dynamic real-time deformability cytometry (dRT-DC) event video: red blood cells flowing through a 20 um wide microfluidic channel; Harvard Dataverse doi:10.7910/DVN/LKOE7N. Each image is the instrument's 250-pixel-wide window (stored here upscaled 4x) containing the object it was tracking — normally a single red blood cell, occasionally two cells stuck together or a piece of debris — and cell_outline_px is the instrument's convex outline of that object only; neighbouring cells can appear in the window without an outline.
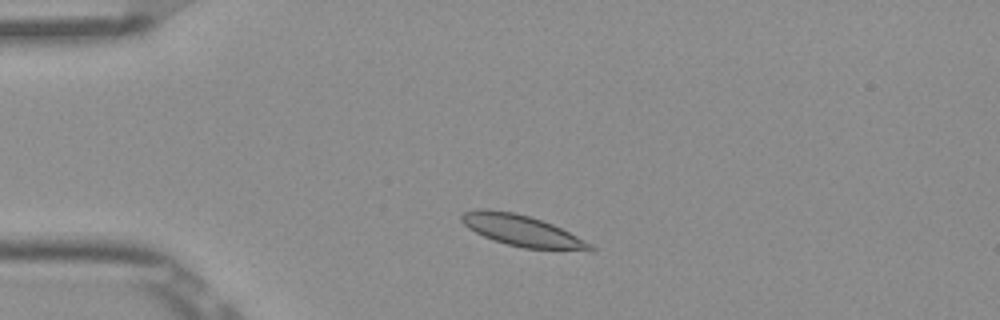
{"species": "Egyptian fruit bat (a non-hibernating species)", "species_latin": "Rousettus aegyptiacus", "temperature_condition": "room temperature", "stored_images_in_passage": 46, "camera_frame_rate_fps": 3000, "um_per_image_px": 0.085, "frame": {"image": 1, "passage_image": 6, "time_ms": 1.667, "image_size_px": [1000, 320], "cell_outline_px": [[596, 248], [592, 252], [524, 248], [508, 244], [484, 236], [468, 228], [460, 220], [460, 216], [464, 212], [480, 208], [488, 208], [516, 212], [552, 224], [592, 244]], "centroid_in_image_um": [44.4, 19.61], "position_along_channel_um": 40.6, "area_um2": 23.47}}
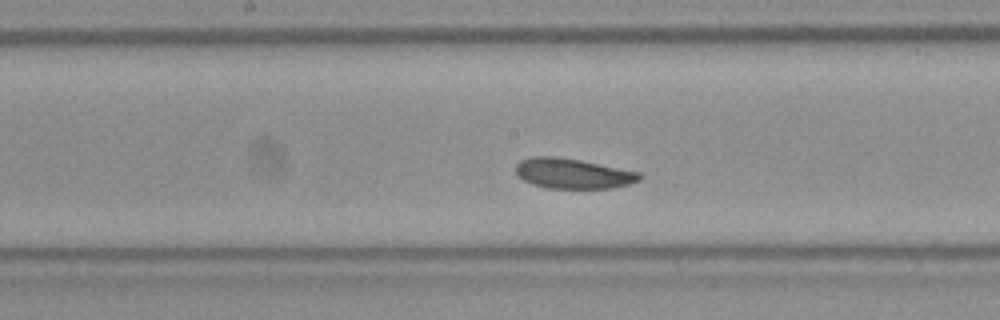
{"frame": {"image": 2, "passage_image": 21, "time_ms": 6.667, "image_size_px": [1000, 320], "cell_outline_px": [[644, 176], [640, 180], [628, 184], [612, 188], [548, 188], [532, 184], [524, 180], [516, 172], [516, 164], [520, 160], [532, 156], [556, 156], [580, 160], [640, 172]], "centroid_in_image_um": [48.71, 14.74], "position_along_channel_um": 199.5, "area_um2": 21.73}}
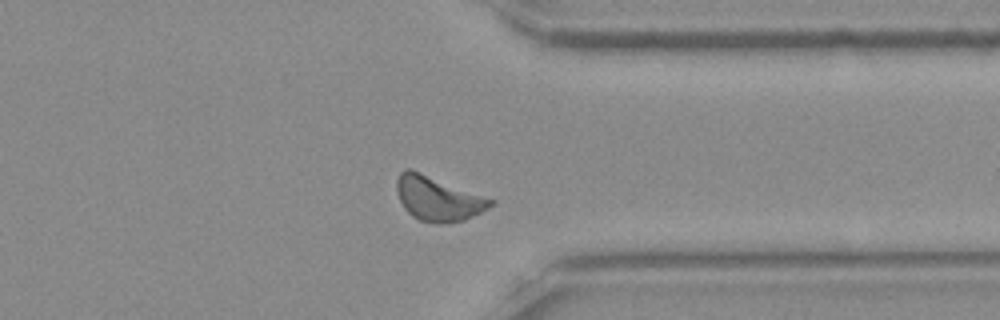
{"frame": {"image": 3, "passage_image": 35, "time_ms": 11.333, "image_size_px": [1000, 320], "cell_outline_px": [[496, 200], [488, 208], [464, 220], [448, 224], [436, 224], [420, 220], [412, 216], [404, 208], [396, 192], [396, 180], [400, 172], [404, 168], [412, 168]], "centroid_in_image_um": [37.2, 16.86], "position_along_channel_um": 374.2, "area_um2": 24.68}, "authors_computed_cell_mechanics": {"area_um2": 22.4264, "velocity_mm_per_s": 3.8036, "shape_relaxation_time_tau1_ms": 1.2944, "shape_relaxation_time_tau2_ms": 3.3395, "deformation_change_tau1": 0.0487, "deformation_change_tau2": 0.0802}}